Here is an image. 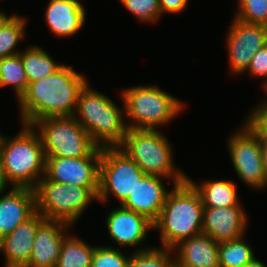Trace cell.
Returning a JSON list of instances; mask_svg holds the SVG:
<instances>
[{
    "mask_svg": "<svg viewBox=\"0 0 267 267\" xmlns=\"http://www.w3.org/2000/svg\"><path fill=\"white\" fill-rule=\"evenodd\" d=\"M88 81L71 66L32 81L18 100L21 122L32 125L44 117L74 116L78 95Z\"/></svg>",
    "mask_w": 267,
    "mask_h": 267,
    "instance_id": "1",
    "label": "cell"
},
{
    "mask_svg": "<svg viewBox=\"0 0 267 267\" xmlns=\"http://www.w3.org/2000/svg\"><path fill=\"white\" fill-rule=\"evenodd\" d=\"M153 229L160 233L161 248H173L180 241L202 233L204 206L194 186L188 181L170 189Z\"/></svg>",
    "mask_w": 267,
    "mask_h": 267,
    "instance_id": "2",
    "label": "cell"
},
{
    "mask_svg": "<svg viewBox=\"0 0 267 267\" xmlns=\"http://www.w3.org/2000/svg\"><path fill=\"white\" fill-rule=\"evenodd\" d=\"M125 109H120L106 95L90 88L87 82L78 95L74 118L100 148L119 147L127 134Z\"/></svg>",
    "mask_w": 267,
    "mask_h": 267,
    "instance_id": "3",
    "label": "cell"
},
{
    "mask_svg": "<svg viewBox=\"0 0 267 267\" xmlns=\"http://www.w3.org/2000/svg\"><path fill=\"white\" fill-rule=\"evenodd\" d=\"M22 126L14 137H6L0 133L4 173L13 187L34 189L45 176L46 158L36 129L23 123Z\"/></svg>",
    "mask_w": 267,
    "mask_h": 267,
    "instance_id": "4",
    "label": "cell"
},
{
    "mask_svg": "<svg viewBox=\"0 0 267 267\" xmlns=\"http://www.w3.org/2000/svg\"><path fill=\"white\" fill-rule=\"evenodd\" d=\"M118 148L136 162L147 175L172 179L174 185L187 180L184 172L174 168L171 145L166 136L157 129H128Z\"/></svg>",
    "mask_w": 267,
    "mask_h": 267,
    "instance_id": "5",
    "label": "cell"
},
{
    "mask_svg": "<svg viewBox=\"0 0 267 267\" xmlns=\"http://www.w3.org/2000/svg\"><path fill=\"white\" fill-rule=\"evenodd\" d=\"M121 97L128 129H150L170 122L184 107V103L157 85L134 86L122 90Z\"/></svg>",
    "mask_w": 267,
    "mask_h": 267,
    "instance_id": "6",
    "label": "cell"
},
{
    "mask_svg": "<svg viewBox=\"0 0 267 267\" xmlns=\"http://www.w3.org/2000/svg\"><path fill=\"white\" fill-rule=\"evenodd\" d=\"M36 211L45 219L63 221L73 225L89 203L97 197L87 188L63 184L42 177L34 188Z\"/></svg>",
    "mask_w": 267,
    "mask_h": 267,
    "instance_id": "7",
    "label": "cell"
},
{
    "mask_svg": "<svg viewBox=\"0 0 267 267\" xmlns=\"http://www.w3.org/2000/svg\"><path fill=\"white\" fill-rule=\"evenodd\" d=\"M32 126L41 138L45 157H86L97 147L74 116L44 117Z\"/></svg>",
    "mask_w": 267,
    "mask_h": 267,
    "instance_id": "8",
    "label": "cell"
},
{
    "mask_svg": "<svg viewBox=\"0 0 267 267\" xmlns=\"http://www.w3.org/2000/svg\"><path fill=\"white\" fill-rule=\"evenodd\" d=\"M145 175L118 147L102 148L97 201L104 204L112 193L121 206Z\"/></svg>",
    "mask_w": 267,
    "mask_h": 267,
    "instance_id": "9",
    "label": "cell"
},
{
    "mask_svg": "<svg viewBox=\"0 0 267 267\" xmlns=\"http://www.w3.org/2000/svg\"><path fill=\"white\" fill-rule=\"evenodd\" d=\"M228 138L230 158L239 179L254 189H266L259 137L243 123V127Z\"/></svg>",
    "mask_w": 267,
    "mask_h": 267,
    "instance_id": "10",
    "label": "cell"
},
{
    "mask_svg": "<svg viewBox=\"0 0 267 267\" xmlns=\"http://www.w3.org/2000/svg\"><path fill=\"white\" fill-rule=\"evenodd\" d=\"M101 154L102 148L96 147L86 157H45V177L54 182L87 187L97 197Z\"/></svg>",
    "mask_w": 267,
    "mask_h": 267,
    "instance_id": "11",
    "label": "cell"
},
{
    "mask_svg": "<svg viewBox=\"0 0 267 267\" xmlns=\"http://www.w3.org/2000/svg\"><path fill=\"white\" fill-rule=\"evenodd\" d=\"M227 32L231 74L246 72L253 55L267 43V26L248 24L233 18Z\"/></svg>",
    "mask_w": 267,
    "mask_h": 267,
    "instance_id": "12",
    "label": "cell"
},
{
    "mask_svg": "<svg viewBox=\"0 0 267 267\" xmlns=\"http://www.w3.org/2000/svg\"><path fill=\"white\" fill-rule=\"evenodd\" d=\"M247 215L242 206L221 208L204 207L202 233L218 243L235 240L244 236L247 230Z\"/></svg>",
    "mask_w": 267,
    "mask_h": 267,
    "instance_id": "13",
    "label": "cell"
},
{
    "mask_svg": "<svg viewBox=\"0 0 267 267\" xmlns=\"http://www.w3.org/2000/svg\"><path fill=\"white\" fill-rule=\"evenodd\" d=\"M106 227L110 238L120 247L143 246L153 222L146 216L124 207L112 209L106 216Z\"/></svg>",
    "mask_w": 267,
    "mask_h": 267,
    "instance_id": "14",
    "label": "cell"
},
{
    "mask_svg": "<svg viewBox=\"0 0 267 267\" xmlns=\"http://www.w3.org/2000/svg\"><path fill=\"white\" fill-rule=\"evenodd\" d=\"M69 227L63 221L45 219L38 226L31 257L25 267H56Z\"/></svg>",
    "mask_w": 267,
    "mask_h": 267,
    "instance_id": "15",
    "label": "cell"
},
{
    "mask_svg": "<svg viewBox=\"0 0 267 267\" xmlns=\"http://www.w3.org/2000/svg\"><path fill=\"white\" fill-rule=\"evenodd\" d=\"M44 220V216L36 211L0 240V253L5 258L4 267H25L28 264L36 231Z\"/></svg>",
    "mask_w": 267,
    "mask_h": 267,
    "instance_id": "16",
    "label": "cell"
},
{
    "mask_svg": "<svg viewBox=\"0 0 267 267\" xmlns=\"http://www.w3.org/2000/svg\"><path fill=\"white\" fill-rule=\"evenodd\" d=\"M0 198V240L36 212L35 191L27 187H12Z\"/></svg>",
    "mask_w": 267,
    "mask_h": 267,
    "instance_id": "17",
    "label": "cell"
},
{
    "mask_svg": "<svg viewBox=\"0 0 267 267\" xmlns=\"http://www.w3.org/2000/svg\"><path fill=\"white\" fill-rule=\"evenodd\" d=\"M163 180V177L146 174L121 206L140 213L154 222L169 193Z\"/></svg>",
    "mask_w": 267,
    "mask_h": 267,
    "instance_id": "18",
    "label": "cell"
},
{
    "mask_svg": "<svg viewBox=\"0 0 267 267\" xmlns=\"http://www.w3.org/2000/svg\"><path fill=\"white\" fill-rule=\"evenodd\" d=\"M219 243L201 233L180 241L172 250L177 252L175 265L178 267H220Z\"/></svg>",
    "mask_w": 267,
    "mask_h": 267,
    "instance_id": "19",
    "label": "cell"
},
{
    "mask_svg": "<svg viewBox=\"0 0 267 267\" xmlns=\"http://www.w3.org/2000/svg\"><path fill=\"white\" fill-rule=\"evenodd\" d=\"M85 8L78 0H50L46 8V22L56 36H73L84 25Z\"/></svg>",
    "mask_w": 267,
    "mask_h": 267,
    "instance_id": "20",
    "label": "cell"
},
{
    "mask_svg": "<svg viewBox=\"0 0 267 267\" xmlns=\"http://www.w3.org/2000/svg\"><path fill=\"white\" fill-rule=\"evenodd\" d=\"M187 180L198 191L204 207L241 206L237 197L236 184L231 180H204L200 184L195 183L189 176Z\"/></svg>",
    "mask_w": 267,
    "mask_h": 267,
    "instance_id": "21",
    "label": "cell"
},
{
    "mask_svg": "<svg viewBox=\"0 0 267 267\" xmlns=\"http://www.w3.org/2000/svg\"><path fill=\"white\" fill-rule=\"evenodd\" d=\"M19 53L29 83L55 73L64 65L56 63L48 52L38 46H30Z\"/></svg>",
    "mask_w": 267,
    "mask_h": 267,
    "instance_id": "22",
    "label": "cell"
},
{
    "mask_svg": "<svg viewBox=\"0 0 267 267\" xmlns=\"http://www.w3.org/2000/svg\"><path fill=\"white\" fill-rule=\"evenodd\" d=\"M95 246L68 234L62 241L56 267H91Z\"/></svg>",
    "mask_w": 267,
    "mask_h": 267,
    "instance_id": "23",
    "label": "cell"
},
{
    "mask_svg": "<svg viewBox=\"0 0 267 267\" xmlns=\"http://www.w3.org/2000/svg\"><path fill=\"white\" fill-rule=\"evenodd\" d=\"M28 84L20 53L0 59V88L11 85L18 101L26 92Z\"/></svg>",
    "mask_w": 267,
    "mask_h": 267,
    "instance_id": "24",
    "label": "cell"
},
{
    "mask_svg": "<svg viewBox=\"0 0 267 267\" xmlns=\"http://www.w3.org/2000/svg\"><path fill=\"white\" fill-rule=\"evenodd\" d=\"M254 257L252 247L243 236L218 245L220 267H245Z\"/></svg>",
    "mask_w": 267,
    "mask_h": 267,
    "instance_id": "25",
    "label": "cell"
},
{
    "mask_svg": "<svg viewBox=\"0 0 267 267\" xmlns=\"http://www.w3.org/2000/svg\"><path fill=\"white\" fill-rule=\"evenodd\" d=\"M27 18L14 14L0 30V59L18 54L19 41L25 37Z\"/></svg>",
    "mask_w": 267,
    "mask_h": 267,
    "instance_id": "26",
    "label": "cell"
},
{
    "mask_svg": "<svg viewBox=\"0 0 267 267\" xmlns=\"http://www.w3.org/2000/svg\"><path fill=\"white\" fill-rule=\"evenodd\" d=\"M172 252L174 254L171 248L144 247L130 254L129 267H173L175 258Z\"/></svg>",
    "mask_w": 267,
    "mask_h": 267,
    "instance_id": "27",
    "label": "cell"
},
{
    "mask_svg": "<svg viewBox=\"0 0 267 267\" xmlns=\"http://www.w3.org/2000/svg\"><path fill=\"white\" fill-rule=\"evenodd\" d=\"M235 18L248 24L267 26V0H237Z\"/></svg>",
    "mask_w": 267,
    "mask_h": 267,
    "instance_id": "28",
    "label": "cell"
},
{
    "mask_svg": "<svg viewBox=\"0 0 267 267\" xmlns=\"http://www.w3.org/2000/svg\"><path fill=\"white\" fill-rule=\"evenodd\" d=\"M131 256L123 254L120 248L96 246L91 267H129Z\"/></svg>",
    "mask_w": 267,
    "mask_h": 267,
    "instance_id": "29",
    "label": "cell"
},
{
    "mask_svg": "<svg viewBox=\"0 0 267 267\" xmlns=\"http://www.w3.org/2000/svg\"><path fill=\"white\" fill-rule=\"evenodd\" d=\"M140 22H156L162 15L159 0H120Z\"/></svg>",
    "mask_w": 267,
    "mask_h": 267,
    "instance_id": "30",
    "label": "cell"
},
{
    "mask_svg": "<svg viewBox=\"0 0 267 267\" xmlns=\"http://www.w3.org/2000/svg\"><path fill=\"white\" fill-rule=\"evenodd\" d=\"M260 103L251 111L244 124L259 138H267V101Z\"/></svg>",
    "mask_w": 267,
    "mask_h": 267,
    "instance_id": "31",
    "label": "cell"
},
{
    "mask_svg": "<svg viewBox=\"0 0 267 267\" xmlns=\"http://www.w3.org/2000/svg\"><path fill=\"white\" fill-rule=\"evenodd\" d=\"M247 71L256 78H265L263 87L267 85V43L253 55Z\"/></svg>",
    "mask_w": 267,
    "mask_h": 267,
    "instance_id": "32",
    "label": "cell"
},
{
    "mask_svg": "<svg viewBox=\"0 0 267 267\" xmlns=\"http://www.w3.org/2000/svg\"><path fill=\"white\" fill-rule=\"evenodd\" d=\"M189 0H159V6L162 14L164 13H176L183 12L187 7Z\"/></svg>",
    "mask_w": 267,
    "mask_h": 267,
    "instance_id": "33",
    "label": "cell"
},
{
    "mask_svg": "<svg viewBox=\"0 0 267 267\" xmlns=\"http://www.w3.org/2000/svg\"><path fill=\"white\" fill-rule=\"evenodd\" d=\"M9 184V182L6 179L5 173H4V167H3V162H2V152L0 149V193L4 192L5 193V189L6 187H8L7 185Z\"/></svg>",
    "mask_w": 267,
    "mask_h": 267,
    "instance_id": "34",
    "label": "cell"
},
{
    "mask_svg": "<svg viewBox=\"0 0 267 267\" xmlns=\"http://www.w3.org/2000/svg\"><path fill=\"white\" fill-rule=\"evenodd\" d=\"M261 144L262 161L264 165V172L267 178V138H259Z\"/></svg>",
    "mask_w": 267,
    "mask_h": 267,
    "instance_id": "35",
    "label": "cell"
},
{
    "mask_svg": "<svg viewBox=\"0 0 267 267\" xmlns=\"http://www.w3.org/2000/svg\"><path fill=\"white\" fill-rule=\"evenodd\" d=\"M14 14H11L8 16L5 12L0 10V30L4 26V24L13 16Z\"/></svg>",
    "mask_w": 267,
    "mask_h": 267,
    "instance_id": "36",
    "label": "cell"
},
{
    "mask_svg": "<svg viewBox=\"0 0 267 267\" xmlns=\"http://www.w3.org/2000/svg\"><path fill=\"white\" fill-rule=\"evenodd\" d=\"M245 267H266L263 262L254 257Z\"/></svg>",
    "mask_w": 267,
    "mask_h": 267,
    "instance_id": "37",
    "label": "cell"
},
{
    "mask_svg": "<svg viewBox=\"0 0 267 267\" xmlns=\"http://www.w3.org/2000/svg\"><path fill=\"white\" fill-rule=\"evenodd\" d=\"M263 88L265 89L264 91H266V93H267V85L264 86ZM266 101H267V98H266Z\"/></svg>",
    "mask_w": 267,
    "mask_h": 267,
    "instance_id": "38",
    "label": "cell"
}]
</instances>
